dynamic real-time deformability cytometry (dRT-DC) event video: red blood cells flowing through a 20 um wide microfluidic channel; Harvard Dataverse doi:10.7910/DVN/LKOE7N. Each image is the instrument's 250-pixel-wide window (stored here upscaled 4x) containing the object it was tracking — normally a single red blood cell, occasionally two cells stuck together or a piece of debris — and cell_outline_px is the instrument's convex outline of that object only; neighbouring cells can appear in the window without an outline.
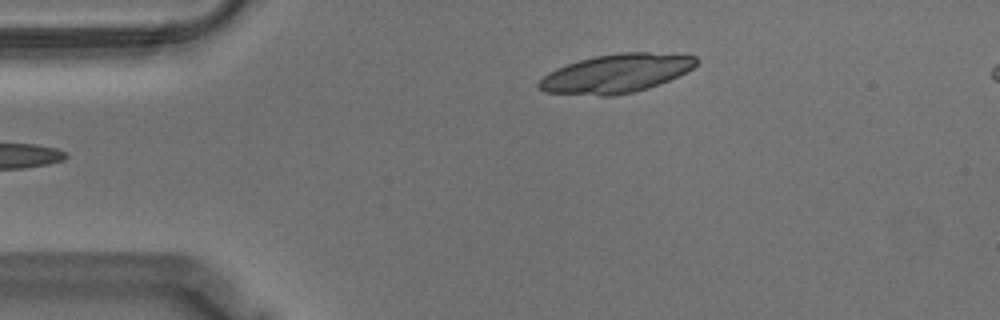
{"species": "Egyptian fruit bat (a non-hibernating species)", "species_latin": "Rousettus aegyptiacus", "temperature_condition": "warm", "stored_images_in_passage": 39, "camera_frame_rate_fps": 3000, "um_per_image_px": 0.085, "animal": {"sex": "male"}, "frame": {"image": 1, "passage_image": 1, "time_ms": 0.0, "image_size_px": [1000, 320], "cell_outline_px": [[700, 60], [692, 68], [660, 84], [636, 92], [616, 96], [600, 96], [544, 92], [536, 88], [536, 84], [548, 72], [556, 68], [592, 56], [620, 52], [648, 52], [696, 56]], "centroid_in_image_um": [52.33, 6.25], "position_along_channel_um": 32.7, "area_um2": 35.66}}